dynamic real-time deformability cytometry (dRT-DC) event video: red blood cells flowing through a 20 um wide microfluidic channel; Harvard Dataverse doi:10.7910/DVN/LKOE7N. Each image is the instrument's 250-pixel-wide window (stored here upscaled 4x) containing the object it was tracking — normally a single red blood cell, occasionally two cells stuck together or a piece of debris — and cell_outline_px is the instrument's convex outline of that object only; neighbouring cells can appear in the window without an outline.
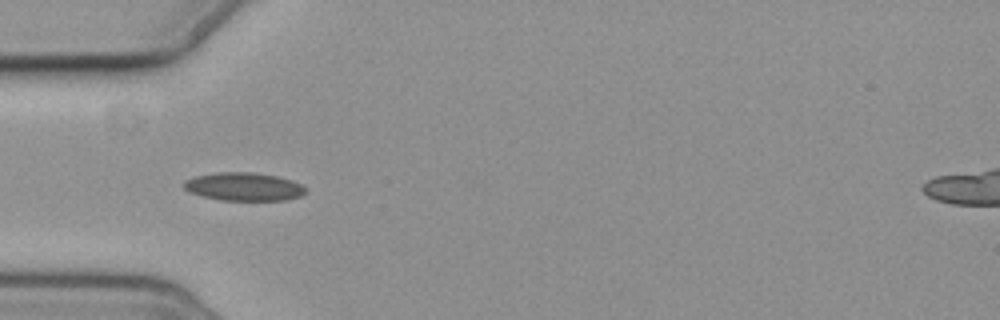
{"species": "common noctule bat (a hibernating species)", "species_latin": "Nyctalus noctula", "temperature_condition": "cold", "stored_images_in_passage": 8, "camera_frame_rate_fps": 3000, "um_per_image_px": 0.085, "animal": {"sex": "female", "body_mass_g": 19.3, "forearm_length_mm": 54.1}, "frame": {"image": 1, "passage_image": 5, "time_ms": 4.667, "image_size_px": [1000, 320], "cell_outline_px": [[308, 192], [300, 196], [284, 200], [220, 200], [200, 196], [188, 192], [184, 188], [184, 180], [196, 176], [216, 172], [252, 172], [276, 176], [292, 180], [308, 188]], "centroid_in_image_um": [20.72, 15.87], "position_along_channel_um": 64.3, "area_um2": 20.17}}
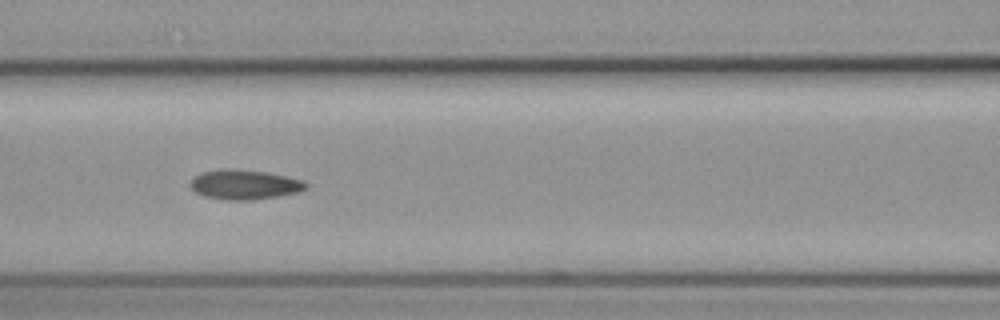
{"frame": {"image": 2, "passage_image": 7, "time_ms": 7.0, "image_size_px": [1000, 320], "cell_outline_px": [[308, 184], [304, 188], [296, 192], [276, 196], [252, 200], [228, 200], [204, 196], [196, 192], [188, 184], [196, 176], [204, 172], [220, 168], [224, 168], [268, 172], [304, 180]], "centroid_in_image_um": [20.76, 15.68], "position_along_channel_um": 145.8, "area_um2": 19.77}}
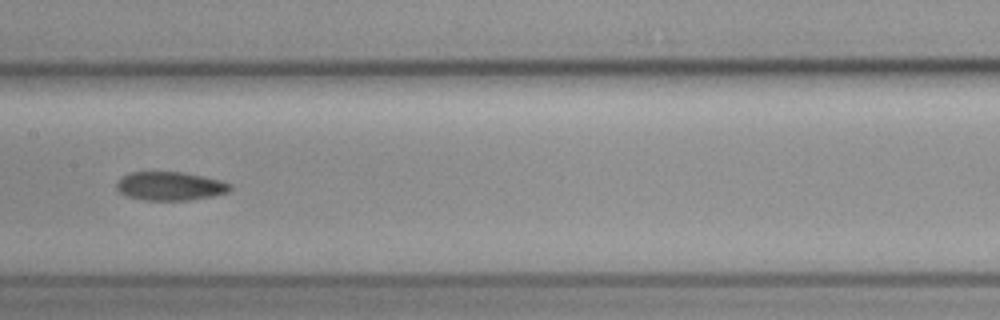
{"frame": {"image": 3, "passage_image": 8, "time_ms": 8.333, "image_size_px": [1000, 320], "cell_outline_px": [[232, 188], [228, 192], [212, 196], [188, 200], [144, 200], [124, 196], [116, 192], [116, 184], [120, 176], [132, 172], [184, 172], [220, 180], [232, 184]], "centroid_in_image_um": [14.41, 15.82], "position_along_channel_um": 193.0, "area_um2": 19.19}}